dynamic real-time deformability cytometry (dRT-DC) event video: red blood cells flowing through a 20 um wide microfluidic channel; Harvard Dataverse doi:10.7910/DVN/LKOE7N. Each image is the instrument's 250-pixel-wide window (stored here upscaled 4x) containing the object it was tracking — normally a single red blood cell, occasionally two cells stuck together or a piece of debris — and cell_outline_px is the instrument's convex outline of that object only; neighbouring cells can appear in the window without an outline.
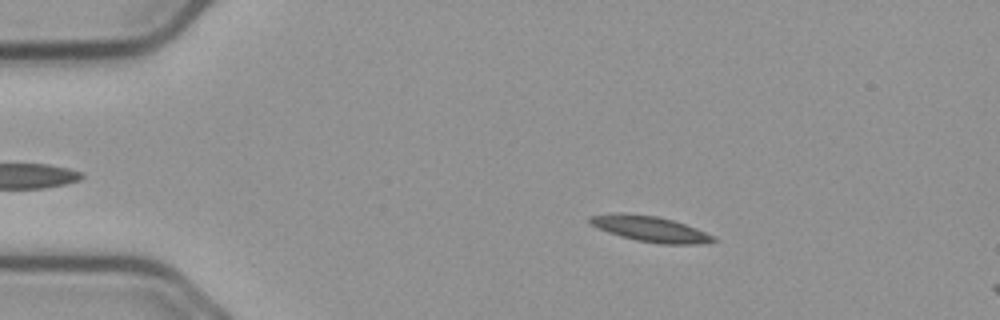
{"species": "common noctule bat (a hibernating species)", "species_latin": "Nyctalus noctula", "temperature_condition": "cold", "stored_images_in_passage": 16, "camera_frame_rate_fps": 3000, "um_per_image_px": 0.085, "animal": {"sex": "male", "body_mass_g": 23.1, "forearm_length_mm": 52.7}, "frame": {"image": 1, "passage_image": 10, "time_ms": 3.0, "image_size_px": [1000, 320], "cell_outline_px": [[720, 240], [700, 244], [660, 244], [636, 240], [620, 236], [608, 232], [592, 224], [588, 220], [588, 216], [616, 212], [620, 212], [656, 216], [672, 220], [696, 228], [716, 236]], "centroid_in_image_um": [55.3, 19.46], "position_along_channel_um": 29.7, "area_um2": 18.5}}